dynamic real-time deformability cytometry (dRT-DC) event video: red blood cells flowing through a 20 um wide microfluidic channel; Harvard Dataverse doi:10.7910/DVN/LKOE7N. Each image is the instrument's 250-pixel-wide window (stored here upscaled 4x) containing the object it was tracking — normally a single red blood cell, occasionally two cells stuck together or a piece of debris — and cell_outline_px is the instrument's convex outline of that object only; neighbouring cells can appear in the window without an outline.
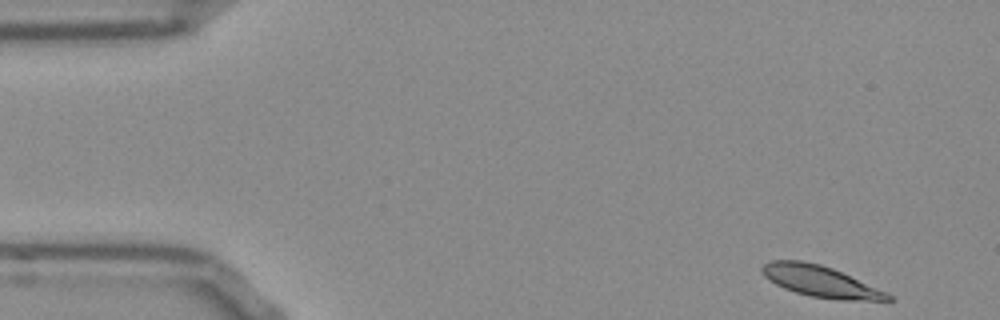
{"species": "Egyptian fruit bat (a non-hibernating species)", "species_latin": "Rousettus aegyptiacus", "temperature_condition": "room temperature", "stored_images_in_passage": 13, "camera_frame_rate_fps": 3000, "um_per_image_px": 0.085, "frame": {"image": 1, "passage_image": 1, "time_ms": 0.0, "image_size_px": [1000, 320], "cell_outline_px": [[896, 300], [888, 304], [836, 300], [812, 296], [796, 292], [784, 288], [776, 284], [764, 276], [760, 272], [760, 268], [764, 264], [772, 260], [800, 260], [820, 264], [832, 268], [884, 292], [892, 296]], "centroid_in_image_um": [69.84, 23.97], "position_along_channel_um": 15.2, "area_um2": 23.29}}